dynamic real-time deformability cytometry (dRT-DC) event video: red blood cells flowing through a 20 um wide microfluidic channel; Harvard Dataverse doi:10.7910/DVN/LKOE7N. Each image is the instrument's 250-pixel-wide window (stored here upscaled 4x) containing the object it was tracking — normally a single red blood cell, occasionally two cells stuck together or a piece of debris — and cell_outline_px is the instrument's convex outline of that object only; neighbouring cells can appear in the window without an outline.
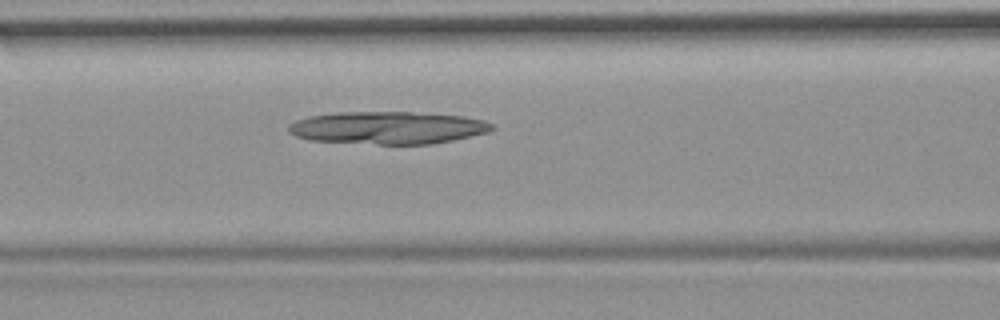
{"species": "common noctule bat (a hibernating species)", "species_latin": "Nyctalus noctula", "temperature_condition": "room temperature", "stored_images_in_passage": 40, "camera_frame_rate_fps": 3000, "um_per_image_px": 0.085, "animal": {"sex": "female", "body_mass_g": 19.9}, "frame": {"image": 1, "passage_image": 13, "time_ms": 4.0, "image_size_px": [1000, 320], "cell_outline_px": [[496, 128], [488, 132], [452, 140], [432, 144], [376, 144], [312, 140], [296, 136], [288, 132], [288, 124], [296, 120], [308, 116], [336, 112], [412, 112], [464, 116], [484, 120], [492, 124]], "centroid_in_image_um": [32.95, 10.85], "position_along_channel_um": 133.6, "area_um2": 38.61}}
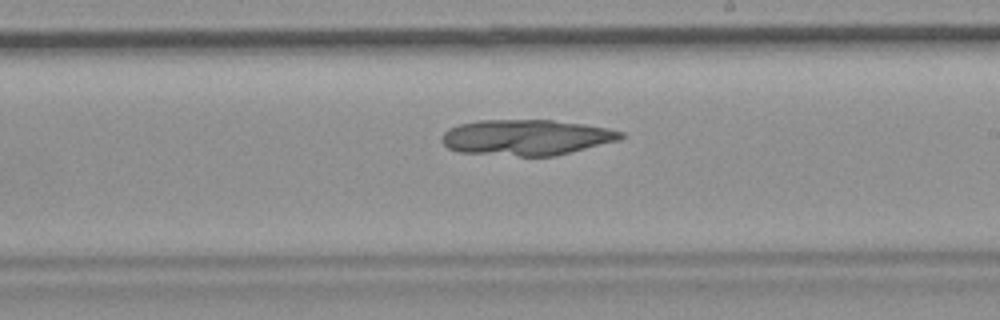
{"frame": {"image": 2, "passage_image": 22, "time_ms": 7.0, "image_size_px": [1000, 320], "cell_outline_px": [[624, 136], [620, 140], [556, 156], [520, 156], [460, 152], [448, 148], [440, 140], [444, 132], [448, 128], [460, 124], [476, 120], [552, 120], [584, 124], [608, 128], [624, 132]], "centroid_in_image_um": [44.75, 11.68], "position_along_channel_um": 244.3, "area_um2": 37.4}}
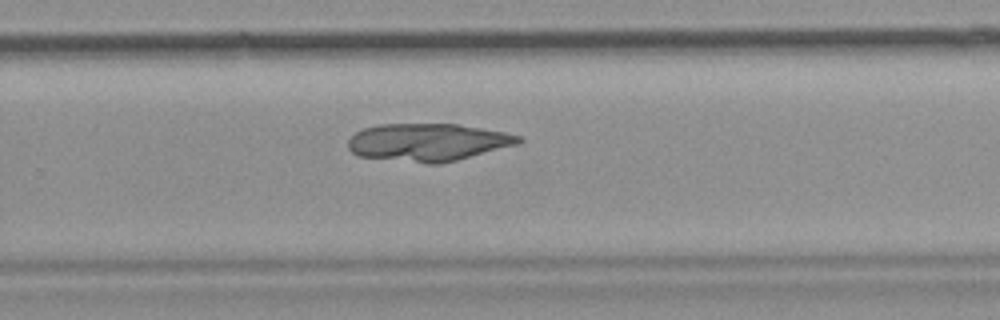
{"frame": {"image": 3, "passage_image": 26, "time_ms": 8.333, "image_size_px": [1000, 320], "cell_outline_px": [[524, 140], [516, 144], [456, 160], [436, 164], [428, 164], [356, 156], [348, 148], [348, 140], [356, 132], [364, 128], [380, 124], [456, 124], [504, 132], [520, 136]], "centroid_in_image_um": [36.31, 12.09], "position_along_channel_um": 293.5, "area_um2": 37.11}}